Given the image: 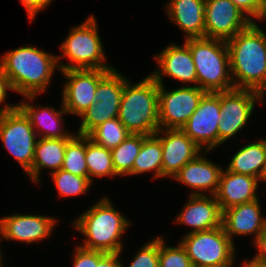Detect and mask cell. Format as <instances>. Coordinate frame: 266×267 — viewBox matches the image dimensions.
I'll return each mask as SVG.
<instances>
[{
  "mask_svg": "<svg viewBox=\"0 0 266 267\" xmlns=\"http://www.w3.org/2000/svg\"><path fill=\"white\" fill-rule=\"evenodd\" d=\"M226 43L234 88L266 95V33L254 21Z\"/></svg>",
  "mask_w": 266,
  "mask_h": 267,
  "instance_id": "6da1fadb",
  "label": "cell"
},
{
  "mask_svg": "<svg viewBox=\"0 0 266 267\" xmlns=\"http://www.w3.org/2000/svg\"><path fill=\"white\" fill-rule=\"evenodd\" d=\"M56 68L59 70L57 56L31 45L10 50L0 58V69L13 91L24 97L46 91Z\"/></svg>",
  "mask_w": 266,
  "mask_h": 267,
  "instance_id": "7a4b0ae2",
  "label": "cell"
},
{
  "mask_svg": "<svg viewBox=\"0 0 266 267\" xmlns=\"http://www.w3.org/2000/svg\"><path fill=\"white\" fill-rule=\"evenodd\" d=\"M72 223L85 237L81 247L106 253L122 252L120 238L130 225L108 198L100 199Z\"/></svg>",
  "mask_w": 266,
  "mask_h": 267,
  "instance_id": "3957f363",
  "label": "cell"
},
{
  "mask_svg": "<svg viewBox=\"0 0 266 267\" xmlns=\"http://www.w3.org/2000/svg\"><path fill=\"white\" fill-rule=\"evenodd\" d=\"M158 91L150 74L134 85L125 81L118 118L131 134L150 136L159 130Z\"/></svg>",
  "mask_w": 266,
  "mask_h": 267,
  "instance_id": "277c9868",
  "label": "cell"
},
{
  "mask_svg": "<svg viewBox=\"0 0 266 267\" xmlns=\"http://www.w3.org/2000/svg\"><path fill=\"white\" fill-rule=\"evenodd\" d=\"M184 42L193 57L199 88L211 93L234 89L226 41L203 37Z\"/></svg>",
  "mask_w": 266,
  "mask_h": 267,
  "instance_id": "5b68a950",
  "label": "cell"
},
{
  "mask_svg": "<svg viewBox=\"0 0 266 267\" xmlns=\"http://www.w3.org/2000/svg\"><path fill=\"white\" fill-rule=\"evenodd\" d=\"M96 19L91 15L81 25L70 30L61 43L62 53L57 56L59 71L71 69H102L112 70L115 67L106 65V55L99 36ZM67 57L71 64L60 62ZM60 62V63H59Z\"/></svg>",
  "mask_w": 266,
  "mask_h": 267,
  "instance_id": "8992f818",
  "label": "cell"
},
{
  "mask_svg": "<svg viewBox=\"0 0 266 267\" xmlns=\"http://www.w3.org/2000/svg\"><path fill=\"white\" fill-rule=\"evenodd\" d=\"M193 267L229 264L235 261V244L226 235L223 226L188 233L181 239Z\"/></svg>",
  "mask_w": 266,
  "mask_h": 267,
  "instance_id": "52a82bcc",
  "label": "cell"
},
{
  "mask_svg": "<svg viewBox=\"0 0 266 267\" xmlns=\"http://www.w3.org/2000/svg\"><path fill=\"white\" fill-rule=\"evenodd\" d=\"M128 78L113 68L98 83L95 102L80 116L77 134L88 135L103 122L118 117L124 83Z\"/></svg>",
  "mask_w": 266,
  "mask_h": 267,
  "instance_id": "ba28073f",
  "label": "cell"
},
{
  "mask_svg": "<svg viewBox=\"0 0 266 267\" xmlns=\"http://www.w3.org/2000/svg\"><path fill=\"white\" fill-rule=\"evenodd\" d=\"M0 140L27 173L32 168L37 134L18 107L0 115Z\"/></svg>",
  "mask_w": 266,
  "mask_h": 267,
  "instance_id": "9c48e42d",
  "label": "cell"
},
{
  "mask_svg": "<svg viewBox=\"0 0 266 267\" xmlns=\"http://www.w3.org/2000/svg\"><path fill=\"white\" fill-rule=\"evenodd\" d=\"M264 96L254 90L231 89L220 92V117L218 125V146L242 130L251 117L256 102Z\"/></svg>",
  "mask_w": 266,
  "mask_h": 267,
  "instance_id": "30bf717a",
  "label": "cell"
},
{
  "mask_svg": "<svg viewBox=\"0 0 266 267\" xmlns=\"http://www.w3.org/2000/svg\"><path fill=\"white\" fill-rule=\"evenodd\" d=\"M159 84V129H182L206 93L198 86H182L167 91Z\"/></svg>",
  "mask_w": 266,
  "mask_h": 267,
  "instance_id": "8fae6325",
  "label": "cell"
},
{
  "mask_svg": "<svg viewBox=\"0 0 266 267\" xmlns=\"http://www.w3.org/2000/svg\"><path fill=\"white\" fill-rule=\"evenodd\" d=\"M109 71L102 69L61 71L67 80L62 89V105L68 114L81 116L95 102L97 85Z\"/></svg>",
  "mask_w": 266,
  "mask_h": 267,
  "instance_id": "7c38bea8",
  "label": "cell"
},
{
  "mask_svg": "<svg viewBox=\"0 0 266 267\" xmlns=\"http://www.w3.org/2000/svg\"><path fill=\"white\" fill-rule=\"evenodd\" d=\"M220 117V92H206L197 109L190 116L182 131L206 153L218 146Z\"/></svg>",
  "mask_w": 266,
  "mask_h": 267,
  "instance_id": "4fadbf2b",
  "label": "cell"
},
{
  "mask_svg": "<svg viewBox=\"0 0 266 267\" xmlns=\"http://www.w3.org/2000/svg\"><path fill=\"white\" fill-rule=\"evenodd\" d=\"M205 37L228 41L252 21L231 0H205Z\"/></svg>",
  "mask_w": 266,
  "mask_h": 267,
  "instance_id": "5bb4252c",
  "label": "cell"
},
{
  "mask_svg": "<svg viewBox=\"0 0 266 267\" xmlns=\"http://www.w3.org/2000/svg\"><path fill=\"white\" fill-rule=\"evenodd\" d=\"M154 135L162 144V178H173L187 162L203 152L181 129H159Z\"/></svg>",
  "mask_w": 266,
  "mask_h": 267,
  "instance_id": "9a60e30c",
  "label": "cell"
},
{
  "mask_svg": "<svg viewBox=\"0 0 266 267\" xmlns=\"http://www.w3.org/2000/svg\"><path fill=\"white\" fill-rule=\"evenodd\" d=\"M58 220L43 215H14L4 216L0 219V236L2 240H17L33 243L47 239Z\"/></svg>",
  "mask_w": 266,
  "mask_h": 267,
  "instance_id": "2e32d148",
  "label": "cell"
},
{
  "mask_svg": "<svg viewBox=\"0 0 266 267\" xmlns=\"http://www.w3.org/2000/svg\"><path fill=\"white\" fill-rule=\"evenodd\" d=\"M158 67L150 75L158 84L163 85V75H167L182 83H196L197 74L189 46L171 44L166 46L160 54L154 56ZM159 69V70H158Z\"/></svg>",
  "mask_w": 266,
  "mask_h": 267,
  "instance_id": "e0dca14e",
  "label": "cell"
},
{
  "mask_svg": "<svg viewBox=\"0 0 266 267\" xmlns=\"http://www.w3.org/2000/svg\"><path fill=\"white\" fill-rule=\"evenodd\" d=\"M259 198L248 203L233 206L222 211V226L233 241L235 235H254V242L263 232L266 218L261 215Z\"/></svg>",
  "mask_w": 266,
  "mask_h": 267,
  "instance_id": "ac0fdd59",
  "label": "cell"
},
{
  "mask_svg": "<svg viewBox=\"0 0 266 267\" xmlns=\"http://www.w3.org/2000/svg\"><path fill=\"white\" fill-rule=\"evenodd\" d=\"M184 209L176 217V222L192 227L189 233L206 231L222 226V211L219 203L208 195H189Z\"/></svg>",
  "mask_w": 266,
  "mask_h": 267,
  "instance_id": "d6986e66",
  "label": "cell"
},
{
  "mask_svg": "<svg viewBox=\"0 0 266 267\" xmlns=\"http://www.w3.org/2000/svg\"><path fill=\"white\" fill-rule=\"evenodd\" d=\"M222 170L219 164H214L206 156L199 154L194 160L187 162L173 179L196 190L191 195H204L206 191L212 196L217 192Z\"/></svg>",
  "mask_w": 266,
  "mask_h": 267,
  "instance_id": "ffe728a7",
  "label": "cell"
},
{
  "mask_svg": "<svg viewBox=\"0 0 266 267\" xmlns=\"http://www.w3.org/2000/svg\"><path fill=\"white\" fill-rule=\"evenodd\" d=\"M259 182L258 178L223 169L215 194L221 211L258 199L256 191Z\"/></svg>",
  "mask_w": 266,
  "mask_h": 267,
  "instance_id": "44dd1931",
  "label": "cell"
},
{
  "mask_svg": "<svg viewBox=\"0 0 266 267\" xmlns=\"http://www.w3.org/2000/svg\"><path fill=\"white\" fill-rule=\"evenodd\" d=\"M36 96H25L26 102L22 101L18 103L17 107L25 114L29 119L33 129L35 130L39 138H72L74 134L65 132L61 127L62 115L68 112L61 104L60 111L53 107H41L33 102ZM29 102H28V100ZM38 127V128H37ZM40 129V130H39Z\"/></svg>",
  "mask_w": 266,
  "mask_h": 267,
  "instance_id": "7402d4cb",
  "label": "cell"
},
{
  "mask_svg": "<svg viewBox=\"0 0 266 267\" xmlns=\"http://www.w3.org/2000/svg\"><path fill=\"white\" fill-rule=\"evenodd\" d=\"M166 11L185 39L205 37V0H169Z\"/></svg>",
  "mask_w": 266,
  "mask_h": 267,
  "instance_id": "603a6c76",
  "label": "cell"
},
{
  "mask_svg": "<svg viewBox=\"0 0 266 267\" xmlns=\"http://www.w3.org/2000/svg\"><path fill=\"white\" fill-rule=\"evenodd\" d=\"M226 170L266 181V139L241 147L232 157Z\"/></svg>",
  "mask_w": 266,
  "mask_h": 267,
  "instance_id": "cb8c5ba5",
  "label": "cell"
},
{
  "mask_svg": "<svg viewBox=\"0 0 266 267\" xmlns=\"http://www.w3.org/2000/svg\"><path fill=\"white\" fill-rule=\"evenodd\" d=\"M71 138H38L35 145L32 168L27 172L34 183L40 182L43 168L51 172L60 170L64 160L66 144Z\"/></svg>",
  "mask_w": 266,
  "mask_h": 267,
  "instance_id": "d4e9b609",
  "label": "cell"
},
{
  "mask_svg": "<svg viewBox=\"0 0 266 267\" xmlns=\"http://www.w3.org/2000/svg\"><path fill=\"white\" fill-rule=\"evenodd\" d=\"M154 171L153 177L162 178V144L155 136H147L142 143L138 156L135 158L132 175Z\"/></svg>",
  "mask_w": 266,
  "mask_h": 267,
  "instance_id": "484cf974",
  "label": "cell"
},
{
  "mask_svg": "<svg viewBox=\"0 0 266 267\" xmlns=\"http://www.w3.org/2000/svg\"><path fill=\"white\" fill-rule=\"evenodd\" d=\"M146 137L144 134H130L119 146L111 149L113 167L118 176L132 175L134 160Z\"/></svg>",
  "mask_w": 266,
  "mask_h": 267,
  "instance_id": "4316f807",
  "label": "cell"
},
{
  "mask_svg": "<svg viewBox=\"0 0 266 267\" xmlns=\"http://www.w3.org/2000/svg\"><path fill=\"white\" fill-rule=\"evenodd\" d=\"M86 165L88 169V178L92 180L95 177H116L112 163L111 150L93 142L86 135Z\"/></svg>",
  "mask_w": 266,
  "mask_h": 267,
  "instance_id": "83f0119b",
  "label": "cell"
},
{
  "mask_svg": "<svg viewBox=\"0 0 266 267\" xmlns=\"http://www.w3.org/2000/svg\"><path fill=\"white\" fill-rule=\"evenodd\" d=\"M85 155L86 135H74L66 144L61 169L80 177H88Z\"/></svg>",
  "mask_w": 266,
  "mask_h": 267,
  "instance_id": "f1b7e54d",
  "label": "cell"
},
{
  "mask_svg": "<svg viewBox=\"0 0 266 267\" xmlns=\"http://www.w3.org/2000/svg\"><path fill=\"white\" fill-rule=\"evenodd\" d=\"M130 134L119 118L115 117L94 128L87 136L96 144L111 150L119 146Z\"/></svg>",
  "mask_w": 266,
  "mask_h": 267,
  "instance_id": "f546056e",
  "label": "cell"
},
{
  "mask_svg": "<svg viewBox=\"0 0 266 267\" xmlns=\"http://www.w3.org/2000/svg\"><path fill=\"white\" fill-rule=\"evenodd\" d=\"M50 175L61 197L82 195L92 184L88 177H80L63 169L51 172Z\"/></svg>",
  "mask_w": 266,
  "mask_h": 267,
  "instance_id": "4dcf8cb0",
  "label": "cell"
},
{
  "mask_svg": "<svg viewBox=\"0 0 266 267\" xmlns=\"http://www.w3.org/2000/svg\"><path fill=\"white\" fill-rule=\"evenodd\" d=\"M159 267H193V264L181 243L171 247L159 236Z\"/></svg>",
  "mask_w": 266,
  "mask_h": 267,
  "instance_id": "1f68e13d",
  "label": "cell"
},
{
  "mask_svg": "<svg viewBox=\"0 0 266 267\" xmlns=\"http://www.w3.org/2000/svg\"><path fill=\"white\" fill-rule=\"evenodd\" d=\"M127 267H159V236L143 245Z\"/></svg>",
  "mask_w": 266,
  "mask_h": 267,
  "instance_id": "d6a6232c",
  "label": "cell"
},
{
  "mask_svg": "<svg viewBox=\"0 0 266 267\" xmlns=\"http://www.w3.org/2000/svg\"><path fill=\"white\" fill-rule=\"evenodd\" d=\"M106 252L89 250L81 246L75 249V257L72 267H96L98 262L106 255Z\"/></svg>",
  "mask_w": 266,
  "mask_h": 267,
  "instance_id": "836d02e7",
  "label": "cell"
},
{
  "mask_svg": "<svg viewBox=\"0 0 266 267\" xmlns=\"http://www.w3.org/2000/svg\"><path fill=\"white\" fill-rule=\"evenodd\" d=\"M247 17L254 22L260 13L262 0H231ZM254 18V19H252Z\"/></svg>",
  "mask_w": 266,
  "mask_h": 267,
  "instance_id": "e575fe53",
  "label": "cell"
},
{
  "mask_svg": "<svg viewBox=\"0 0 266 267\" xmlns=\"http://www.w3.org/2000/svg\"><path fill=\"white\" fill-rule=\"evenodd\" d=\"M7 90L13 91L8 78L0 69V105H2V103L6 100ZM17 106H18L17 104L16 105L12 104L10 105L8 103L4 104L2 108L0 107V115L15 110Z\"/></svg>",
  "mask_w": 266,
  "mask_h": 267,
  "instance_id": "d590c367",
  "label": "cell"
},
{
  "mask_svg": "<svg viewBox=\"0 0 266 267\" xmlns=\"http://www.w3.org/2000/svg\"><path fill=\"white\" fill-rule=\"evenodd\" d=\"M32 21L39 11L51 4L52 0H20Z\"/></svg>",
  "mask_w": 266,
  "mask_h": 267,
  "instance_id": "8d00e7d4",
  "label": "cell"
},
{
  "mask_svg": "<svg viewBox=\"0 0 266 267\" xmlns=\"http://www.w3.org/2000/svg\"><path fill=\"white\" fill-rule=\"evenodd\" d=\"M254 245L258 249V253L252 258L256 263L266 266V223L263 232L258 237Z\"/></svg>",
  "mask_w": 266,
  "mask_h": 267,
  "instance_id": "74e56055",
  "label": "cell"
},
{
  "mask_svg": "<svg viewBox=\"0 0 266 267\" xmlns=\"http://www.w3.org/2000/svg\"><path fill=\"white\" fill-rule=\"evenodd\" d=\"M120 253H107L97 264L96 267H122L123 264L119 258Z\"/></svg>",
  "mask_w": 266,
  "mask_h": 267,
  "instance_id": "f35d334b",
  "label": "cell"
},
{
  "mask_svg": "<svg viewBox=\"0 0 266 267\" xmlns=\"http://www.w3.org/2000/svg\"><path fill=\"white\" fill-rule=\"evenodd\" d=\"M256 19L258 20L266 19V0H262L260 13Z\"/></svg>",
  "mask_w": 266,
  "mask_h": 267,
  "instance_id": "ab89813d",
  "label": "cell"
},
{
  "mask_svg": "<svg viewBox=\"0 0 266 267\" xmlns=\"http://www.w3.org/2000/svg\"><path fill=\"white\" fill-rule=\"evenodd\" d=\"M240 267H266V266L258 264L253 259H251V260H245L243 262V265Z\"/></svg>",
  "mask_w": 266,
  "mask_h": 267,
  "instance_id": "60d3db41",
  "label": "cell"
},
{
  "mask_svg": "<svg viewBox=\"0 0 266 267\" xmlns=\"http://www.w3.org/2000/svg\"><path fill=\"white\" fill-rule=\"evenodd\" d=\"M233 263H229V264H217V265H208V266H202V267H234Z\"/></svg>",
  "mask_w": 266,
  "mask_h": 267,
  "instance_id": "b9f144b4",
  "label": "cell"
},
{
  "mask_svg": "<svg viewBox=\"0 0 266 267\" xmlns=\"http://www.w3.org/2000/svg\"><path fill=\"white\" fill-rule=\"evenodd\" d=\"M1 241V240H0ZM3 263H2V253H1V251H0V267H3V265H2Z\"/></svg>",
  "mask_w": 266,
  "mask_h": 267,
  "instance_id": "7bdbcfd3",
  "label": "cell"
}]
</instances>
